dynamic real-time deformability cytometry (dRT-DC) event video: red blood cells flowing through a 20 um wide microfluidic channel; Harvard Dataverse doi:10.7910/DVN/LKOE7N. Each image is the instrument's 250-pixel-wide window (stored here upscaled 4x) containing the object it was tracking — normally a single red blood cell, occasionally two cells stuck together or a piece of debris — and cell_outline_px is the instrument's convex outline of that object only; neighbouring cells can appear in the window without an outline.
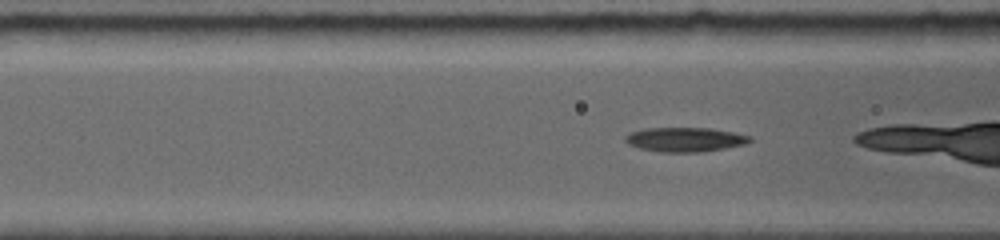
{"species": "common noctule bat (a hibernating species)", "species_latin": "Nyctalus noctula", "temperature_condition": "room temperature", "stored_images_in_passage": 56, "camera_frame_rate_fps": 5000, "um_per_image_px": 0.085, "animal": {"sex": "female", "body_mass_g": 19.0, "forearm_length_mm": 56.7}, "frame": {"image": 1, "passage_image": 6, "time_ms": 1.0, "image_size_px": [1000, 240], "cell_outline_px": [[752, 140], [744, 144], [724, 148], [700, 152], [660, 152], [640, 148], [628, 144], [624, 140], [624, 136], [632, 132], [644, 128], [708, 128], [732, 132], [752, 136]], "centroid_in_image_um": [58.2, 11.86], "position_along_channel_um": 108.4, "area_um2": 17.57}}
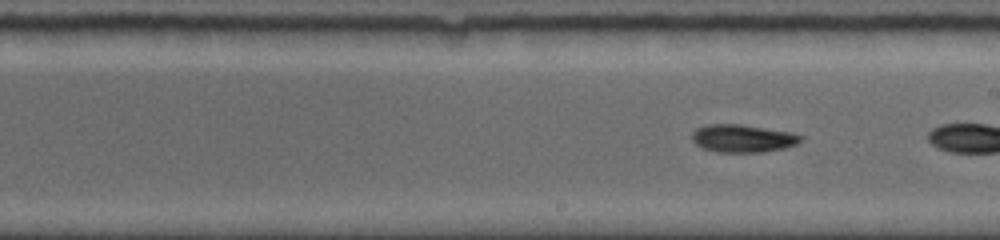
{"frame": {"image": 2, "passage_image": 21, "time_ms": 4.0, "image_size_px": [1000, 240], "cell_outline_px": [[804, 140], [796, 144], [784, 148], [760, 152], [716, 152], [704, 148], [696, 144], [692, 140], [692, 132], [696, 128], [708, 124], [740, 124], [788, 132], [804, 136]], "centroid_in_image_um": [63.12, 11.76], "position_along_channel_um": 225.9, "area_um2": 17.51}}
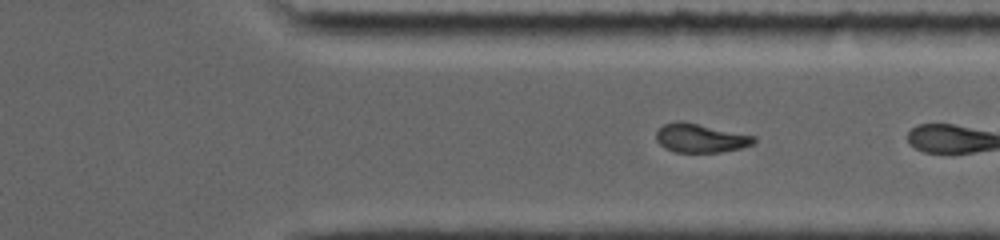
{"frame": {"image": 3, "passage_image": 37, "time_ms": 7.2, "image_size_px": [1000, 240], "cell_outline_px": [[756, 140], [752, 144], [740, 148], [720, 152], [676, 152], [664, 148], [656, 140], [656, 132], [664, 124], [676, 120], [684, 120], [756, 136]], "centroid_in_image_um": [59.52, 11.72], "position_along_channel_um": 351.9, "area_um2": 16.59}}